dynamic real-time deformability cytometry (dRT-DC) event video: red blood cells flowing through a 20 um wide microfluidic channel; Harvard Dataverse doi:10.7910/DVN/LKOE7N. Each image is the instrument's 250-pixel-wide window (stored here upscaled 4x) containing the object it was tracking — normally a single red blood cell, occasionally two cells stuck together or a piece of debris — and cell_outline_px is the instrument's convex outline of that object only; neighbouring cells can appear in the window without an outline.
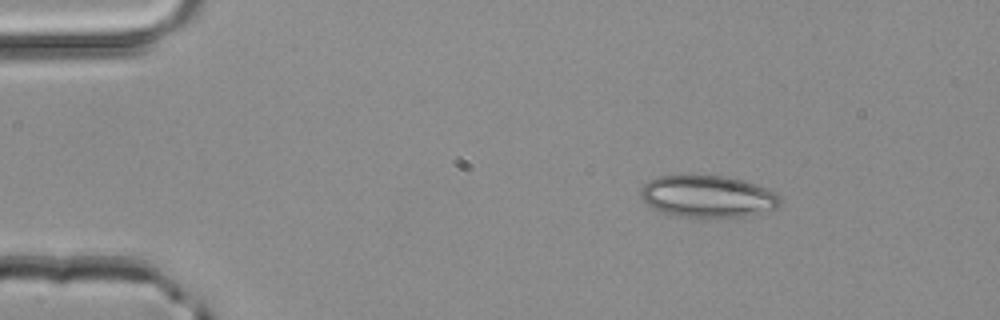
{"species": "common noctule bat (a hibernating species)", "species_latin": "Nyctalus noctula", "temperature_condition": "room temperature", "stored_images_in_passage": 3, "camera_frame_rate_fps": 3000, "um_per_image_px": 0.085, "animal": {"sex": "male", "body_mass_g": 20.4}, "frame": {"image": 1, "passage_image": 1, "time_ms": 0.0, "image_size_px": [1000, 320], "cell_outline_px": [[784, 200], [776, 208], [744, 216], [680, 216], [664, 212], [652, 208], [640, 196], [640, 188], [648, 180], [660, 176], [728, 176], [756, 184], [776, 192]], "centroid_in_image_um": [60.17, 16.67], "position_along_channel_um": 24.8, "area_um2": 33.7}}